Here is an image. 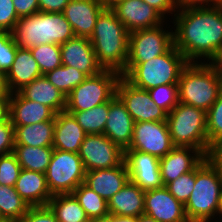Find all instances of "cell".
Here are the masks:
<instances>
[{
  "label": "cell",
  "mask_w": 222,
  "mask_h": 222,
  "mask_svg": "<svg viewBox=\"0 0 222 222\" xmlns=\"http://www.w3.org/2000/svg\"><path fill=\"white\" fill-rule=\"evenodd\" d=\"M10 95H0V123L9 118Z\"/></svg>",
  "instance_id": "obj_49"
},
{
  "label": "cell",
  "mask_w": 222,
  "mask_h": 222,
  "mask_svg": "<svg viewBox=\"0 0 222 222\" xmlns=\"http://www.w3.org/2000/svg\"><path fill=\"white\" fill-rule=\"evenodd\" d=\"M179 7H215L222 5V0H177Z\"/></svg>",
  "instance_id": "obj_48"
},
{
  "label": "cell",
  "mask_w": 222,
  "mask_h": 222,
  "mask_svg": "<svg viewBox=\"0 0 222 222\" xmlns=\"http://www.w3.org/2000/svg\"><path fill=\"white\" fill-rule=\"evenodd\" d=\"M56 113L46 105L24 98L19 92L9 98V118L13 126L55 120Z\"/></svg>",
  "instance_id": "obj_22"
},
{
  "label": "cell",
  "mask_w": 222,
  "mask_h": 222,
  "mask_svg": "<svg viewBox=\"0 0 222 222\" xmlns=\"http://www.w3.org/2000/svg\"><path fill=\"white\" fill-rule=\"evenodd\" d=\"M129 32L115 12L106 7L98 16L90 42L103 69L120 74L125 70L129 52Z\"/></svg>",
  "instance_id": "obj_2"
},
{
  "label": "cell",
  "mask_w": 222,
  "mask_h": 222,
  "mask_svg": "<svg viewBox=\"0 0 222 222\" xmlns=\"http://www.w3.org/2000/svg\"><path fill=\"white\" fill-rule=\"evenodd\" d=\"M29 209L15 187L0 185V219L19 221Z\"/></svg>",
  "instance_id": "obj_32"
},
{
  "label": "cell",
  "mask_w": 222,
  "mask_h": 222,
  "mask_svg": "<svg viewBox=\"0 0 222 222\" xmlns=\"http://www.w3.org/2000/svg\"><path fill=\"white\" fill-rule=\"evenodd\" d=\"M14 42L22 48L41 44H62L75 36L62 12H38L20 17L11 31Z\"/></svg>",
  "instance_id": "obj_3"
},
{
  "label": "cell",
  "mask_w": 222,
  "mask_h": 222,
  "mask_svg": "<svg viewBox=\"0 0 222 222\" xmlns=\"http://www.w3.org/2000/svg\"><path fill=\"white\" fill-rule=\"evenodd\" d=\"M163 28L164 24H161L131 32L127 63H143L165 54L174 45V39L173 30Z\"/></svg>",
  "instance_id": "obj_10"
},
{
  "label": "cell",
  "mask_w": 222,
  "mask_h": 222,
  "mask_svg": "<svg viewBox=\"0 0 222 222\" xmlns=\"http://www.w3.org/2000/svg\"><path fill=\"white\" fill-rule=\"evenodd\" d=\"M148 5L152 6L158 11L165 19L166 14H174L179 9V3L177 0H142ZM177 9V10H176Z\"/></svg>",
  "instance_id": "obj_44"
},
{
  "label": "cell",
  "mask_w": 222,
  "mask_h": 222,
  "mask_svg": "<svg viewBox=\"0 0 222 222\" xmlns=\"http://www.w3.org/2000/svg\"><path fill=\"white\" fill-rule=\"evenodd\" d=\"M17 16H29L39 12L38 0H13Z\"/></svg>",
  "instance_id": "obj_45"
},
{
  "label": "cell",
  "mask_w": 222,
  "mask_h": 222,
  "mask_svg": "<svg viewBox=\"0 0 222 222\" xmlns=\"http://www.w3.org/2000/svg\"><path fill=\"white\" fill-rule=\"evenodd\" d=\"M19 19L13 0H0V31L11 32Z\"/></svg>",
  "instance_id": "obj_41"
},
{
  "label": "cell",
  "mask_w": 222,
  "mask_h": 222,
  "mask_svg": "<svg viewBox=\"0 0 222 222\" xmlns=\"http://www.w3.org/2000/svg\"><path fill=\"white\" fill-rule=\"evenodd\" d=\"M42 75L62 65L60 44H41L30 48Z\"/></svg>",
  "instance_id": "obj_35"
},
{
  "label": "cell",
  "mask_w": 222,
  "mask_h": 222,
  "mask_svg": "<svg viewBox=\"0 0 222 222\" xmlns=\"http://www.w3.org/2000/svg\"><path fill=\"white\" fill-rule=\"evenodd\" d=\"M217 215L219 217V220L220 221H216V222H222V192H221V195H220V202H219V209H218V212H217Z\"/></svg>",
  "instance_id": "obj_55"
},
{
  "label": "cell",
  "mask_w": 222,
  "mask_h": 222,
  "mask_svg": "<svg viewBox=\"0 0 222 222\" xmlns=\"http://www.w3.org/2000/svg\"><path fill=\"white\" fill-rule=\"evenodd\" d=\"M173 17L174 46L188 62L208 63L222 47V5L179 7Z\"/></svg>",
  "instance_id": "obj_1"
},
{
  "label": "cell",
  "mask_w": 222,
  "mask_h": 222,
  "mask_svg": "<svg viewBox=\"0 0 222 222\" xmlns=\"http://www.w3.org/2000/svg\"><path fill=\"white\" fill-rule=\"evenodd\" d=\"M110 8L129 33L165 23V18L142 0H119Z\"/></svg>",
  "instance_id": "obj_15"
},
{
  "label": "cell",
  "mask_w": 222,
  "mask_h": 222,
  "mask_svg": "<svg viewBox=\"0 0 222 222\" xmlns=\"http://www.w3.org/2000/svg\"><path fill=\"white\" fill-rule=\"evenodd\" d=\"M121 74L104 69L88 76L66 96L65 111H84L108 102L116 94V85Z\"/></svg>",
  "instance_id": "obj_8"
},
{
  "label": "cell",
  "mask_w": 222,
  "mask_h": 222,
  "mask_svg": "<svg viewBox=\"0 0 222 222\" xmlns=\"http://www.w3.org/2000/svg\"><path fill=\"white\" fill-rule=\"evenodd\" d=\"M49 82L67 96L88 76L74 67L61 65L45 74Z\"/></svg>",
  "instance_id": "obj_34"
},
{
  "label": "cell",
  "mask_w": 222,
  "mask_h": 222,
  "mask_svg": "<svg viewBox=\"0 0 222 222\" xmlns=\"http://www.w3.org/2000/svg\"><path fill=\"white\" fill-rule=\"evenodd\" d=\"M105 8L101 0H70L62 13L72 26L75 36L90 38L96 20Z\"/></svg>",
  "instance_id": "obj_18"
},
{
  "label": "cell",
  "mask_w": 222,
  "mask_h": 222,
  "mask_svg": "<svg viewBox=\"0 0 222 222\" xmlns=\"http://www.w3.org/2000/svg\"><path fill=\"white\" fill-rule=\"evenodd\" d=\"M53 147H32L27 145H15L13 153L22 169L46 172L53 154Z\"/></svg>",
  "instance_id": "obj_30"
},
{
  "label": "cell",
  "mask_w": 222,
  "mask_h": 222,
  "mask_svg": "<svg viewBox=\"0 0 222 222\" xmlns=\"http://www.w3.org/2000/svg\"><path fill=\"white\" fill-rule=\"evenodd\" d=\"M62 65L74 67L87 76H94L104 69L98 63L88 37L74 36L60 45Z\"/></svg>",
  "instance_id": "obj_17"
},
{
  "label": "cell",
  "mask_w": 222,
  "mask_h": 222,
  "mask_svg": "<svg viewBox=\"0 0 222 222\" xmlns=\"http://www.w3.org/2000/svg\"><path fill=\"white\" fill-rule=\"evenodd\" d=\"M145 191L130 180L108 200L109 214L139 217L144 214Z\"/></svg>",
  "instance_id": "obj_26"
},
{
  "label": "cell",
  "mask_w": 222,
  "mask_h": 222,
  "mask_svg": "<svg viewBox=\"0 0 222 222\" xmlns=\"http://www.w3.org/2000/svg\"><path fill=\"white\" fill-rule=\"evenodd\" d=\"M129 180L127 166L123 161L114 168L87 171L84 184L108 202Z\"/></svg>",
  "instance_id": "obj_21"
},
{
  "label": "cell",
  "mask_w": 222,
  "mask_h": 222,
  "mask_svg": "<svg viewBox=\"0 0 222 222\" xmlns=\"http://www.w3.org/2000/svg\"><path fill=\"white\" fill-rule=\"evenodd\" d=\"M22 168L12 152L0 156V185L15 187Z\"/></svg>",
  "instance_id": "obj_39"
},
{
  "label": "cell",
  "mask_w": 222,
  "mask_h": 222,
  "mask_svg": "<svg viewBox=\"0 0 222 222\" xmlns=\"http://www.w3.org/2000/svg\"><path fill=\"white\" fill-rule=\"evenodd\" d=\"M110 100L90 110L66 111L73 115L86 134H104L109 114Z\"/></svg>",
  "instance_id": "obj_31"
},
{
  "label": "cell",
  "mask_w": 222,
  "mask_h": 222,
  "mask_svg": "<svg viewBox=\"0 0 222 222\" xmlns=\"http://www.w3.org/2000/svg\"><path fill=\"white\" fill-rule=\"evenodd\" d=\"M117 222H137V217L118 216Z\"/></svg>",
  "instance_id": "obj_53"
},
{
  "label": "cell",
  "mask_w": 222,
  "mask_h": 222,
  "mask_svg": "<svg viewBox=\"0 0 222 222\" xmlns=\"http://www.w3.org/2000/svg\"><path fill=\"white\" fill-rule=\"evenodd\" d=\"M144 214L158 222H189L184 205L165 186L145 191Z\"/></svg>",
  "instance_id": "obj_16"
},
{
  "label": "cell",
  "mask_w": 222,
  "mask_h": 222,
  "mask_svg": "<svg viewBox=\"0 0 222 222\" xmlns=\"http://www.w3.org/2000/svg\"><path fill=\"white\" fill-rule=\"evenodd\" d=\"M15 146L14 126L10 118L0 123V156L12 153Z\"/></svg>",
  "instance_id": "obj_42"
},
{
  "label": "cell",
  "mask_w": 222,
  "mask_h": 222,
  "mask_svg": "<svg viewBox=\"0 0 222 222\" xmlns=\"http://www.w3.org/2000/svg\"><path fill=\"white\" fill-rule=\"evenodd\" d=\"M116 96L136 122L166 121L167 113L156 106L148 90L140 89L121 76L116 85Z\"/></svg>",
  "instance_id": "obj_12"
},
{
  "label": "cell",
  "mask_w": 222,
  "mask_h": 222,
  "mask_svg": "<svg viewBox=\"0 0 222 222\" xmlns=\"http://www.w3.org/2000/svg\"><path fill=\"white\" fill-rule=\"evenodd\" d=\"M15 190L30 207L47 206L52 198L44 173L22 169Z\"/></svg>",
  "instance_id": "obj_24"
},
{
  "label": "cell",
  "mask_w": 222,
  "mask_h": 222,
  "mask_svg": "<svg viewBox=\"0 0 222 222\" xmlns=\"http://www.w3.org/2000/svg\"><path fill=\"white\" fill-rule=\"evenodd\" d=\"M124 161L130 181L143 191L164 186L160 175V158L137 150H125Z\"/></svg>",
  "instance_id": "obj_14"
},
{
  "label": "cell",
  "mask_w": 222,
  "mask_h": 222,
  "mask_svg": "<svg viewBox=\"0 0 222 222\" xmlns=\"http://www.w3.org/2000/svg\"><path fill=\"white\" fill-rule=\"evenodd\" d=\"M148 93L154 104L167 114L178 104V84L160 85L149 89Z\"/></svg>",
  "instance_id": "obj_36"
},
{
  "label": "cell",
  "mask_w": 222,
  "mask_h": 222,
  "mask_svg": "<svg viewBox=\"0 0 222 222\" xmlns=\"http://www.w3.org/2000/svg\"><path fill=\"white\" fill-rule=\"evenodd\" d=\"M78 154L86 172L114 168L124 161V151L104 134H86Z\"/></svg>",
  "instance_id": "obj_11"
},
{
  "label": "cell",
  "mask_w": 222,
  "mask_h": 222,
  "mask_svg": "<svg viewBox=\"0 0 222 222\" xmlns=\"http://www.w3.org/2000/svg\"><path fill=\"white\" fill-rule=\"evenodd\" d=\"M196 179V167L174 181L169 182L165 187L168 191L183 205L189 199L192 190L194 189Z\"/></svg>",
  "instance_id": "obj_38"
},
{
  "label": "cell",
  "mask_w": 222,
  "mask_h": 222,
  "mask_svg": "<svg viewBox=\"0 0 222 222\" xmlns=\"http://www.w3.org/2000/svg\"><path fill=\"white\" fill-rule=\"evenodd\" d=\"M6 73L0 70V95H10Z\"/></svg>",
  "instance_id": "obj_51"
},
{
  "label": "cell",
  "mask_w": 222,
  "mask_h": 222,
  "mask_svg": "<svg viewBox=\"0 0 222 222\" xmlns=\"http://www.w3.org/2000/svg\"><path fill=\"white\" fill-rule=\"evenodd\" d=\"M17 222H59L48 206L30 207Z\"/></svg>",
  "instance_id": "obj_43"
},
{
  "label": "cell",
  "mask_w": 222,
  "mask_h": 222,
  "mask_svg": "<svg viewBox=\"0 0 222 222\" xmlns=\"http://www.w3.org/2000/svg\"><path fill=\"white\" fill-rule=\"evenodd\" d=\"M207 135L210 147L222 140V90L216 102L206 112Z\"/></svg>",
  "instance_id": "obj_37"
},
{
  "label": "cell",
  "mask_w": 222,
  "mask_h": 222,
  "mask_svg": "<svg viewBox=\"0 0 222 222\" xmlns=\"http://www.w3.org/2000/svg\"><path fill=\"white\" fill-rule=\"evenodd\" d=\"M137 222H158V221H156L155 219L146 214H142L139 217H137Z\"/></svg>",
  "instance_id": "obj_54"
},
{
  "label": "cell",
  "mask_w": 222,
  "mask_h": 222,
  "mask_svg": "<svg viewBox=\"0 0 222 222\" xmlns=\"http://www.w3.org/2000/svg\"><path fill=\"white\" fill-rule=\"evenodd\" d=\"M85 136V131L72 114L62 111L55 115L54 149L78 153Z\"/></svg>",
  "instance_id": "obj_23"
},
{
  "label": "cell",
  "mask_w": 222,
  "mask_h": 222,
  "mask_svg": "<svg viewBox=\"0 0 222 222\" xmlns=\"http://www.w3.org/2000/svg\"><path fill=\"white\" fill-rule=\"evenodd\" d=\"M24 98L50 107L56 114L65 111L66 96L42 75L18 91Z\"/></svg>",
  "instance_id": "obj_27"
},
{
  "label": "cell",
  "mask_w": 222,
  "mask_h": 222,
  "mask_svg": "<svg viewBox=\"0 0 222 222\" xmlns=\"http://www.w3.org/2000/svg\"><path fill=\"white\" fill-rule=\"evenodd\" d=\"M222 90V79L206 61L189 62L178 81V102L205 112L216 102Z\"/></svg>",
  "instance_id": "obj_6"
},
{
  "label": "cell",
  "mask_w": 222,
  "mask_h": 222,
  "mask_svg": "<svg viewBox=\"0 0 222 222\" xmlns=\"http://www.w3.org/2000/svg\"><path fill=\"white\" fill-rule=\"evenodd\" d=\"M72 194L84 209L89 220L109 214L107 201L84 183H81Z\"/></svg>",
  "instance_id": "obj_33"
},
{
  "label": "cell",
  "mask_w": 222,
  "mask_h": 222,
  "mask_svg": "<svg viewBox=\"0 0 222 222\" xmlns=\"http://www.w3.org/2000/svg\"><path fill=\"white\" fill-rule=\"evenodd\" d=\"M222 192V173L205 157L196 166L194 189L184 205L189 222H215Z\"/></svg>",
  "instance_id": "obj_4"
},
{
  "label": "cell",
  "mask_w": 222,
  "mask_h": 222,
  "mask_svg": "<svg viewBox=\"0 0 222 222\" xmlns=\"http://www.w3.org/2000/svg\"><path fill=\"white\" fill-rule=\"evenodd\" d=\"M0 222H17V221H14V220H3V219H0Z\"/></svg>",
  "instance_id": "obj_57"
},
{
  "label": "cell",
  "mask_w": 222,
  "mask_h": 222,
  "mask_svg": "<svg viewBox=\"0 0 222 222\" xmlns=\"http://www.w3.org/2000/svg\"><path fill=\"white\" fill-rule=\"evenodd\" d=\"M207 158L222 173V140L211 146Z\"/></svg>",
  "instance_id": "obj_47"
},
{
  "label": "cell",
  "mask_w": 222,
  "mask_h": 222,
  "mask_svg": "<svg viewBox=\"0 0 222 222\" xmlns=\"http://www.w3.org/2000/svg\"><path fill=\"white\" fill-rule=\"evenodd\" d=\"M166 122L174 146L193 147L208 156L211 147L204 110L178 102L167 114Z\"/></svg>",
  "instance_id": "obj_7"
},
{
  "label": "cell",
  "mask_w": 222,
  "mask_h": 222,
  "mask_svg": "<svg viewBox=\"0 0 222 222\" xmlns=\"http://www.w3.org/2000/svg\"><path fill=\"white\" fill-rule=\"evenodd\" d=\"M106 7H111L114 3H116L119 0H101Z\"/></svg>",
  "instance_id": "obj_56"
},
{
  "label": "cell",
  "mask_w": 222,
  "mask_h": 222,
  "mask_svg": "<svg viewBox=\"0 0 222 222\" xmlns=\"http://www.w3.org/2000/svg\"><path fill=\"white\" fill-rule=\"evenodd\" d=\"M91 222H117V215L107 214L105 216L90 220Z\"/></svg>",
  "instance_id": "obj_52"
},
{
  "label": "cell",
  "mask_w": 222,
  "mask_h": 222,
  "mask_svg": "<svg viewBox=\"0 0 222 222\" xmlns=\"http://www.w3.org/2000/svg\"><path fill=\"white\" fill-rule=\"evenodd\" d=\"M193 153V154H192ZM205 156L193 147L175 146L160 158V175L164 186L181 175L192 171Z\"/></svg>",
  "instance_id": "obj_19"
},
{
  "label": "cell",
  "mask_w": 222,
  "mask_h": 222,
  "mask_svg": "<svg viewBox=\"0 0 222 222\" xmlns=\"http://www.w3.org/2000/svg\"><path fill=\"white\" fill-rule=\"evenodd\" d=\"M175 146L166 121L136 122L131 145L126 150H137L162 158Z\"/></svg>",
  "instance_id": "obj_13"
},
{
  "label": "cell",
  "mask_w": 222,
  "mask_h": 222,
  "mask_svg": "<svg viewBox=\"0 0 222 222\" xmlns=\"http://www.w3.org/2000/svg\"><path fill=\"white\" fill-rule=\"evenodd\" d=\"M47 206L59 222H89L84 209L72 193L56 194Z\"/></svg>",
  "instance_id": "obj_29"
},
{
  "label": "cell",
  "mask_w": 222,
  "mask_h": 222,
  "mask_svg": "<svg viewBox=\"0 0 222 222\" xmlns=\"http://www.w3.org/2000/svg\"><path fill=\"white\" fill-rule=\"evenodd\" d=\"M70 0H38L39 12H63Z\"/></svg>",
  "instance_id": "obj_46"
},
{
  "label": "cell",
  "mask_w": 222,
  "mask_h": 222,
  "mask_svg": "<svg viewBox=\"0 0 222 222\" xmlns=\"http://www.w3.org/2000/svg\"><path fill=\"white\" fill-rule=\"evenodd\" d=\"M133 127V118L126 110L125 105L115 94L110 99L109 114L104 129V135L125 151L131 145Z\"/></svg>",
  "instance_id": "obj_20"
},
{
  "label": "cell",
  "mask_w": 222,
  "mask_h": 222,
  "mask_svg": "<svg viewBox=\"0 0 222 222\" xmlns=\"http://www.w3.org/2000/svg\"><path fill=\"white\" fill-rule=\"evenodd\" d=\"M86 170L78 153L54 149L45 172L52 195L72 193L84 183Z\"/></svg>",
  "instance_id": "obj_9"
},
{
  "label": "cell",
  "mask_w": 222,
  "mask_h": 222,
  "mask_svg": "<svg viewBox=\"0 0 222 222\" xmlns=\"http://www.w3.org/2000/svg\"><path fill=\"white\" fill-rule=\"evenodd\" d=\"M209 64L222 79V47L217 51L211 61H209Z\"/></svg>",
  "instance_id": "obj_50"
},
{
  "label": "cell",
  "mask_w": 222,
  "mask_h": 222,
  "mask_svg": "<svg viewBox=\"0 0 222 222\" xmlns=\"http://www.w3.org/2000/svg\"><path fill=\"white\" fill-rule=\"evenodd\" d=\"M55 120L31 125L14 126L15 145L52 147Z\"/></svg>",
  "instance_id": "obj_28"
},
{
  "label": "cell",
  "mask_w": 222,
  "mask_h": 222,
  "mask_svg": "<svg viewBox=\"0 0 222 222\" xmlns=\"http://www.w3.org/2000/svg\"><path fill=\"white\" fill-rule=\"evenodd\" d=\"M189 62L173 45L165 54L143 63H127L121 73L133 86L149 90L160 85L178 84L180 74Z\"/></svg>",
  "instance_id": "obj_5"
},
{
  "label": "cell",
  "mask_w": 222,
  "mask_h": 222,
  "mask_svg": "<svg viewBox=\"0 0 222 222\" xmlns=\"http://www.w3.org/2000/svg\"><path fill=\"white\" fill-rule=\"evenodd\" d=\"M6 76L10 92L15 93L41 77L42 73L30 49L18 46L14 62Z\"/></svg>",
  "instance_id": "obj_25"
},
{
  "label": "cell",
  "mask_w": 222,
  "mask_h": 222,
  "mask_svg": "<svg viewBox=\"0 0 222 222\" xmlns=\"http://www.w3.org/2000/svg\"><path fill=\"white\" fill-rule=\"evenodd\" d=\"M18 45L11 32L0 31V70L7 73L14 62Z\"/></svg>",
  "instance_id": "obj_40"
}]
</instances>
